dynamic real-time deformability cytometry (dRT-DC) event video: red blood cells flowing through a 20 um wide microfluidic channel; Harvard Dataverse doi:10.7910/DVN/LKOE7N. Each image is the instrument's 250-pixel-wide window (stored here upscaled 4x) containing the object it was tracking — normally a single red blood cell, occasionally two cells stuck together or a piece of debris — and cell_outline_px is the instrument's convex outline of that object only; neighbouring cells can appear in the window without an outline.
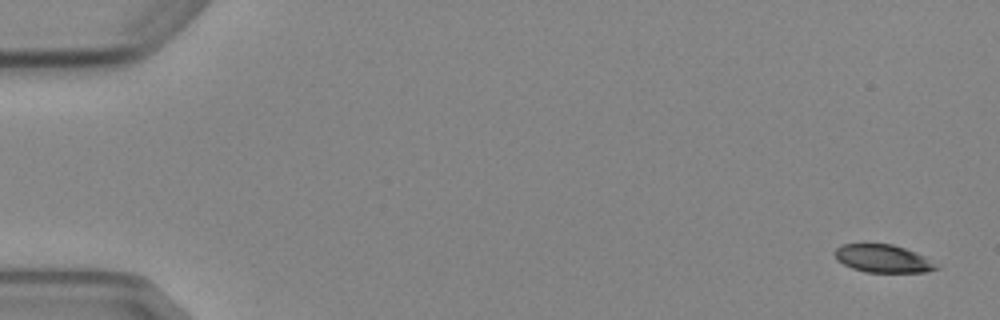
{"species": "Egyptian fruit bat (a non-hibernating species)", "species_latin": "Rousettus aegyptiacus", "temperature_condition": "cold", "stored_images_in_passage": 4, "camera_frame_rate_fps": 3000, "um_per_image_px": 0.085, "animal": {"sex": "female"}, "frame": {"image": 1, "passage_image": 1, "time_ms": 0.0, "image_size_px": [1000, 320], "cell_outline_px": [[940, 268], [924, 272], [868, 272], [852, 268], [836, 260], [832, 252], [840, 244], [892, 244], [904, 248], [924, 256]], "centroid_in_image_um": [74.98, 21.97], "position_along_channel_um": 10.0, "area_um2": 16.36}}